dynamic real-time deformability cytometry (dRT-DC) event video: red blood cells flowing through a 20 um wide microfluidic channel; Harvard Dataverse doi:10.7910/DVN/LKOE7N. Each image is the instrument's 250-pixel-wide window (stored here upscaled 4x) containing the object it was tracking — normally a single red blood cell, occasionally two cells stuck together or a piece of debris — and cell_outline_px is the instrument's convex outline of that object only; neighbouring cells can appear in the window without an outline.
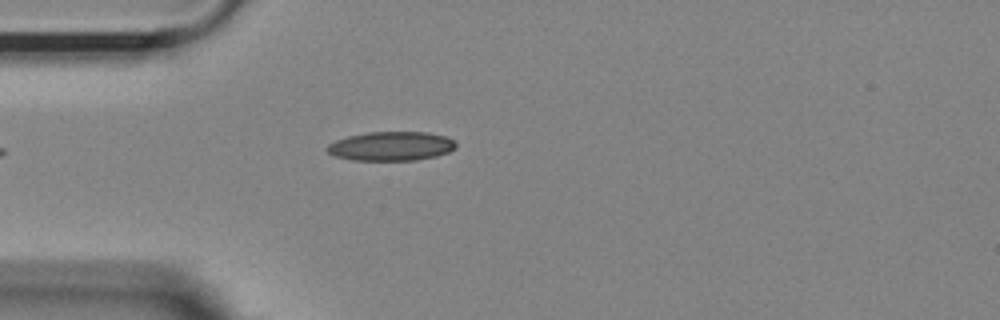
{"species": "Egyptian fruit bat (a non-hibernating species)", "species_latin": "Rousettus aegyptiacus", "temperature_condition": "room temperature", "stored_images_in_passage": 40, "camera_frame_rate_fps": 3000, "um_per_image_px": 0.085, "animal": {"sex": "female"}, "frame": {"image": 1, "passage_image": 1, "time_ms": 0.0, "image_size_px": [1000, 320], "cell_outline_px": [[456, 148], [448, 152], [436, 156], [416, 160], [352, 160], [336, 156], [328, 152], [324, 148], [328, 144], [336, 140], [348, 136], [368, 132], [428, 132], [444, 136], [452, 140], [456, 144]], "centroid_in_image_um": [33.23, 12.42], "position_along_channel_um": 51.8, "area_um2": 21.79}}
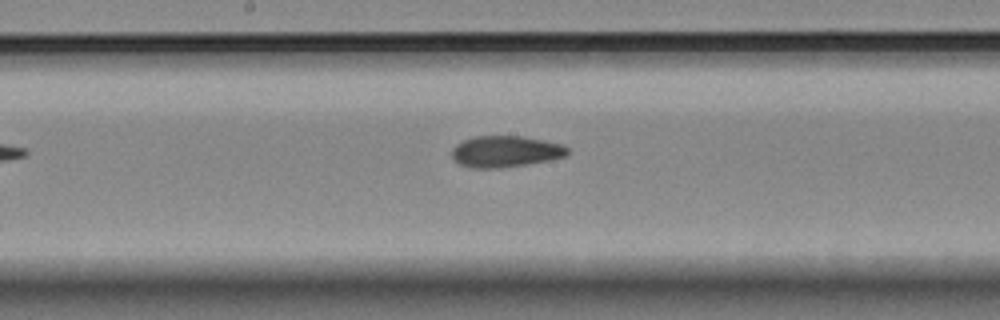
{"frame": {"image": 2, "passage_image": 14, "time_ms": 4.333, "image_size_px": [1000, 320], "cell_outline_px": [[568, 152], [564, 156], [548, 160], [528, 164], [500, 168], [468, 168], [460, 164], [452, 156], [452, 148], [456, 144], [472, 136], [524, 136], [564, 144], [568, 148]], "centroid_in_image_um": [42.95, 12.87], "position_along_channel_um": 205.2, "area_um2": 21.21}}
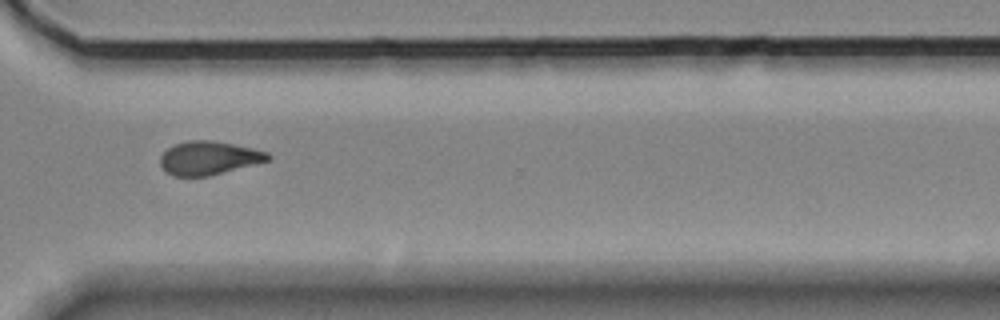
{"frame": {"image": 3, "passage_image": 26, "time_ms": 8.333, "image_size_px": [1000, 320], "cell_outline_px": [[272, 156], [268, 160], [208, 176], [172, 176], [160, 164], [160, 156], [172, 144], [188, 140], [212, 140], [252, 148], [268, 152]], "centroid_in_image_um": [17.71, 13.41], "position_along_channel_um": 352.9, "area_um2": 20.81}}